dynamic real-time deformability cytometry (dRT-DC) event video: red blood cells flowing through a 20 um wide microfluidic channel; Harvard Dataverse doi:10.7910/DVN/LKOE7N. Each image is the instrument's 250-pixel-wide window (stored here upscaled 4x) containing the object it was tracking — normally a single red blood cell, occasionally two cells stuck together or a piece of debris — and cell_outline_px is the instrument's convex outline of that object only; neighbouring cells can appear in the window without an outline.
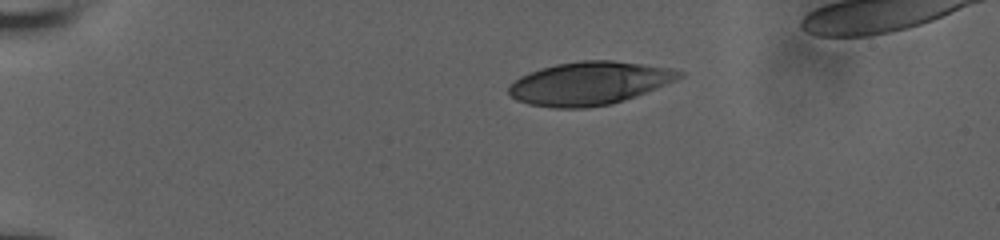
{"species": "human", "species_latin": "Homo sapiens", "temperature_condition": "room temperature", "stored_images_in_passage": 45, "camera_frame_rate_fps": 3000, "um_per_image_px": 0.085, "donor": {"sex": "male"}, "frame": {"image": 1, "passage_image": 1, "time_ms": 0.0, "image_size_px": [1000, 240], "cell_outline_px": [[684, 76], [676, 80], [636, 96], [612, 104], [584, 108], [552, 108], [528, 104], [516, 100], [508, 92], [508, 88], [520, 76], [528, 72], [540, 68], [556, 64], [580, 60], [612, 60], [672, 68], [684, 72]], "centroid_in_image_um": [50.09, 7.08], "position_along_channel_um": 34.9, "area_um2": 42.95}}
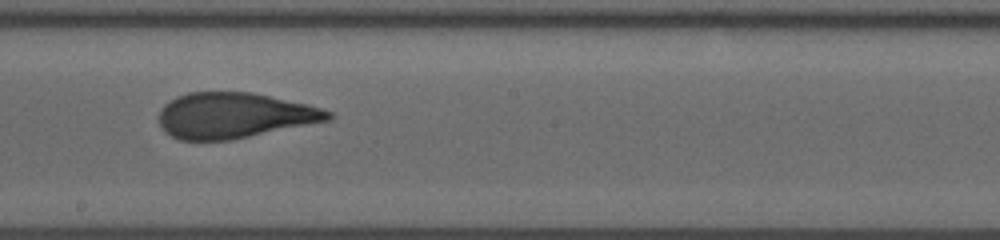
{"frame": {"image": 2, "passage_image": 22, "time_ms": 7.0, "image_size_px": [1000, 240], "cell_outline_px": [[336, 116], [332, 120], [232, 140], [180, 140], [164, 132], [160, 124], [160, 112], [164, 104], [176, 96], [188, 92], [252, 92], [308, 104], [332, 112]], "centroid_in_image_um": [19.94, 9.82], "position_along_channel_um": 228.3, "area_um2": 45.2}}
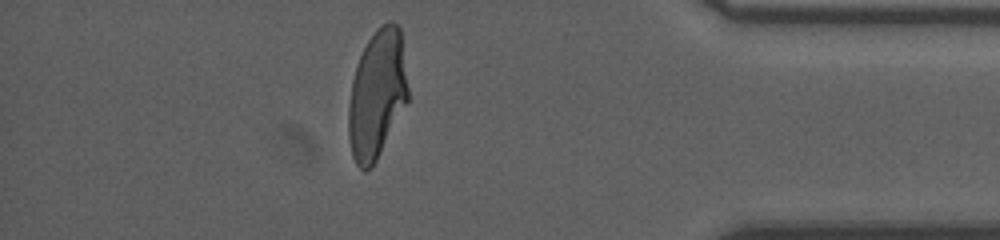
{"frame": {"image": 3, "passage_image": 38, "time_ms": 12.333, "image_size_px": [1000, 240], "cell_outline_px": [[408, 100], [376, 160], [364, 172], [356, 164], [352, 156], [348, 136], [348, 104], [352, 80], [356, 64], [368, 40], [376, 28], [380, 24], [388, 20], [392, 20], [400, 28], [408, 88]], "centroid_in_image_um": [32.03, 7.98], "position_along_channel_um": 403.2, "area_um2": 44.45}}